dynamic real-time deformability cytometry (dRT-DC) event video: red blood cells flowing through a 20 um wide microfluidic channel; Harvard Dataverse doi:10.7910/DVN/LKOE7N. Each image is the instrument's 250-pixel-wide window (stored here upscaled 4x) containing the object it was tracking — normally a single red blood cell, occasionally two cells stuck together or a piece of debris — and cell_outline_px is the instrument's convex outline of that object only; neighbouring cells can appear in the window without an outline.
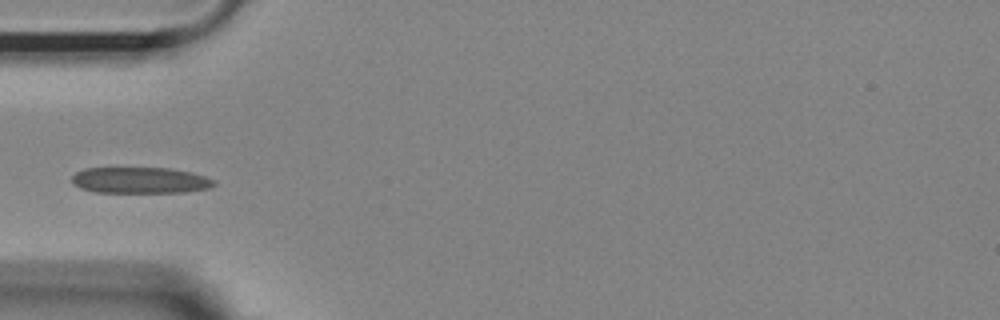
{"species": "Egyptian fruit bat (a non-hibernating species)", "species_latin": "Rousettus aegyptiacus", "temperature_condition": "room temperature", "stored_images_in_passage": 39, "camera_frame_rate_fps": 3000, "um_per_image_px": 0.085, "animal": {"sex": "female"}, "frame": {"image": 1, "passage_image": 1, "time_ms": 0.0, "image_size_px": [1000, 320], "cell_outline_px": [[216, 184], [208, 188], [184, 192], [96, 192], [80, 188], [72, 184], [72, 176], [76, 172], [84, 168], [168, 168], [192, 172], [216, 180]], "centroid_in_image_um": [11.9, 15.32], "position_along_channel_um": 73.1, "area_um2": 21.68}}
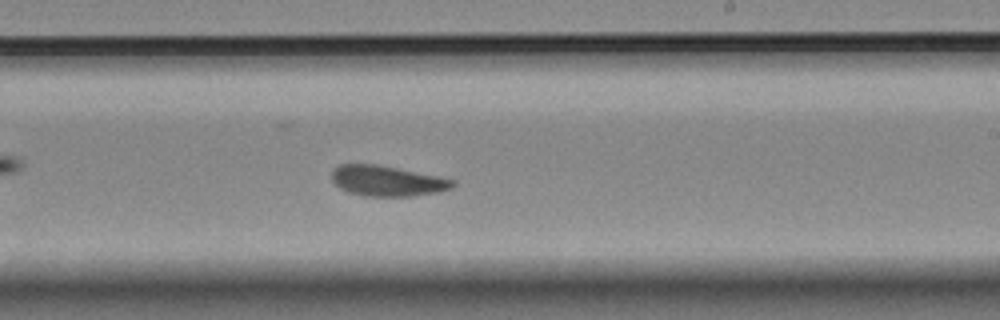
{"frame": {"image": 2, "passage_image": 16, "time_ms": 5.0, "image_size_px": [1000, 320], "cell_outline_px": [[456, 184], [452, 188], [436, 192], [412, 196], [364, 196], [348, 192], [340, 188], [332, 180], [332, 172], [340, 164], [376, 164], [440, 176], [456, 180]], "centroid_in_image_um": [32.94, 15.38], "position_along_channel_um": 256.1, "area_um2": 21.44}}
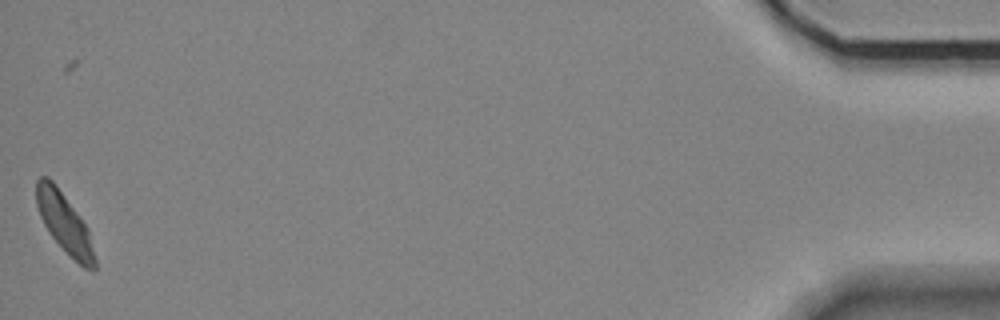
{"frame": {"image": 3, "passage_image": 38, "time_ms": 12.333, "image_size_px": [1000, 320], "cell_outline_px": [[96, 268], [92, 272], [84, 268], [48, 232], [40, 216], [36, 204], [36, 180], [40, 176], [48, 176], [52, 180], [88, 228], [96, 260]], "centroid_in_image_um": [5.48, 18.95], "position_along_channel_um": 429.7, "area_um2": 19.83}}